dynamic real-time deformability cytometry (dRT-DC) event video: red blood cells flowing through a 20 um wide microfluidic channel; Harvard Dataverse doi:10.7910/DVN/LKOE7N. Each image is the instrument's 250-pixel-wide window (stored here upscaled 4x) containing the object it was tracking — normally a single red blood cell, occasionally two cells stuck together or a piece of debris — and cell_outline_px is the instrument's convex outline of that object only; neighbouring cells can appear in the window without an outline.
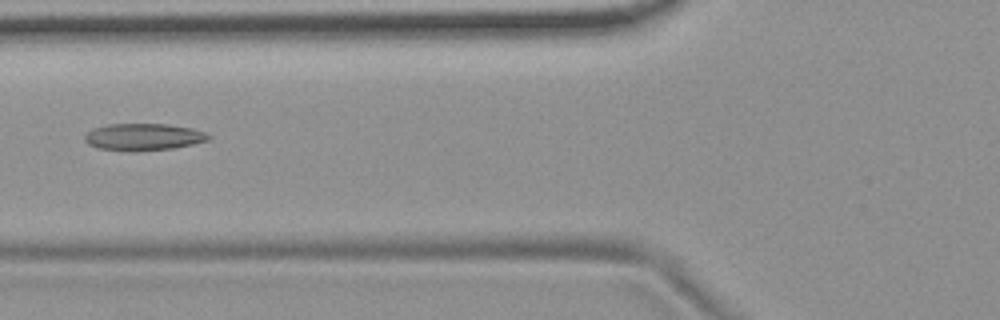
{"species": "common noctule bat (a hibernating species)", "species_latin": "Nyctalus noctula", "temperature_condition": "room temperature", "stored_images_in_passage": 5, "camera_frame_rate_fps": 3000, "um_per_image_px": 0.085, "animal": {"sex": "female", "body_mass_g": 19.9}, "frame": {"image": 1, "passage_image": 5, "time_ms": 1.333, "image_size_px": [1000, 320], "cell_outline_px": [[212, 136], [208, 140], [192, 144], [172, 148], [136, 152], [132, 152], [96, 148], [88, 144], [84, 140], [84, 136], [92, 128], [108, 124], [168, 124], [192, 128], [204, 132]], "centroid_in_image_um": [12.16, 11.65], "position_along_channel_um": 113.6, "area_um2": 19.65}}